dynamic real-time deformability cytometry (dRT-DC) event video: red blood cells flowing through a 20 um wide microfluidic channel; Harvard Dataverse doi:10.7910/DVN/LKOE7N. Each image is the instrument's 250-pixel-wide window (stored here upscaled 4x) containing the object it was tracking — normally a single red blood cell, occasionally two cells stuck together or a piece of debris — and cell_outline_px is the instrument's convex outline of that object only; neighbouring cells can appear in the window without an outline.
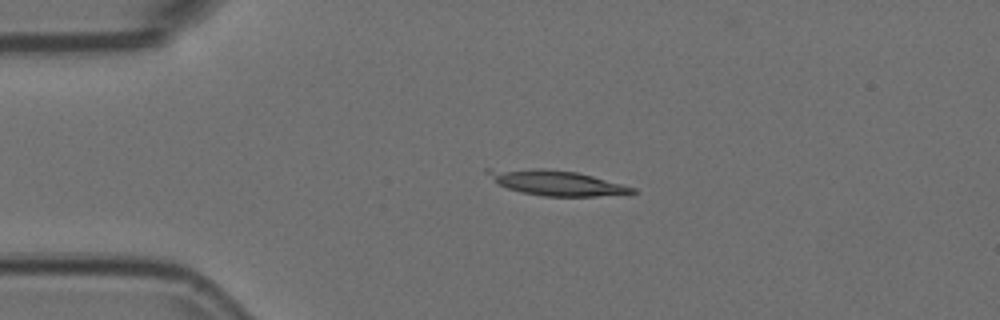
{"species": "Egyptian fruit bat (a non-hibernating species)", "species_latin": "Rousettus aegyptiacus", "temperature_condition": "room temperature", "stored_images_in_passage": 2, "camera_frame_rate_fps": 3000, "um_per_image_px": 0.085, "animal": {"sex": "female"}, "frame": {"image": 1, "passage_image": 1, "time_ms": 0.0, "image_size_px": [1000, 320], "cell_outline_px": [[636, 192], [596, 196], [544, 196], [520, 192], [508, 188], [500, 184], [484, 172], [484, 168], [544, 168], [576, 172], [592, 176], [636, 188]], "centroid_in_image_um": [47.2, 15.51], "position_along_channel_um": 37.8, "area_um2": 21.04}}